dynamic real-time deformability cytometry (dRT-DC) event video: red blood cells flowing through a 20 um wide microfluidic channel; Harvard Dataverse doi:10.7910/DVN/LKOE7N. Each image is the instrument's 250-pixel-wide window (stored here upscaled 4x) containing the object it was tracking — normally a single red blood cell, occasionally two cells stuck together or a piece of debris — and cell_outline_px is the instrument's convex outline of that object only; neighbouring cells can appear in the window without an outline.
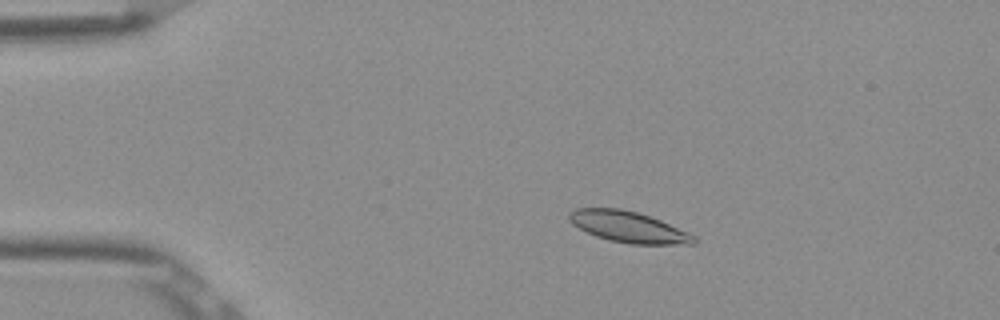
{"species": "Egyptian fruit bat (a non-hibernating species)", "species_latin": "Rousettus aegyptiacus", "temperature_condition": "room temperature", "stored_images_in_passage": 7, "camera_frame_rate_fps": 3000, "um_per_image_px": 0.085, "frame": {"image": 1, "passage_image": 3, "time_ms": 0.667, "image_size_px": [1000, 320], "cell_outline_px": [[696, 244], [628, 244], [596, 236], [572, 224], [568, 220], [568, 212], [576, 208], [620, 208], [636, 212], [660, 220], [688, 232], [696, 236]], "centroid_in_image_um": [53.41, 19.28], "position_along_channel_um": 31.6, "area_um2": 22.43}}
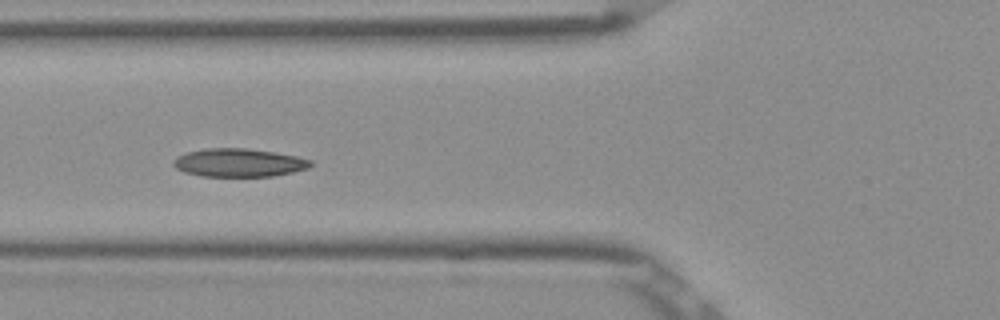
{"frame": {"image": 2, "passage_image": 6, "time_ms": 1.667, "image_size_px": [1000, 320], "cell_outline_px": [[312, 164], [308, 168], [292, 172], [272, 176], [200, 176], [184, 172], [176, 168], [172, 164], [172, 160], [176, 156], [184, 152], [204, 148], [248, 148], [276, 152], [296, 156], [312, 160]], "centroid_in_image_um": [20.25, 13.81], "position_along_channel_um": 105.5, "area_um2": 22.83}}
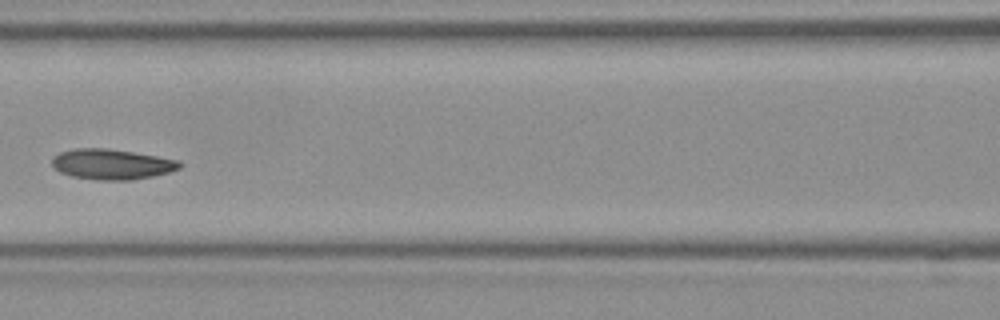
{"frame": {"image": 3, "passage_image": 7, "time_ms": 2.0, "image_size_px": [1000, 320], "cell_outline_px": [[180, 168], [168, 172], [152, 176], [132, 180], [100, 180], [72, 176], [60, 172], [52, 164], [52, 156], [60, 152], [72, 148], [108, 148], [180, 160]], "centroid_in_image_um": [9.47, 13.95], "position_along_channel_um": 157.1, "area_um2": 22.48}}